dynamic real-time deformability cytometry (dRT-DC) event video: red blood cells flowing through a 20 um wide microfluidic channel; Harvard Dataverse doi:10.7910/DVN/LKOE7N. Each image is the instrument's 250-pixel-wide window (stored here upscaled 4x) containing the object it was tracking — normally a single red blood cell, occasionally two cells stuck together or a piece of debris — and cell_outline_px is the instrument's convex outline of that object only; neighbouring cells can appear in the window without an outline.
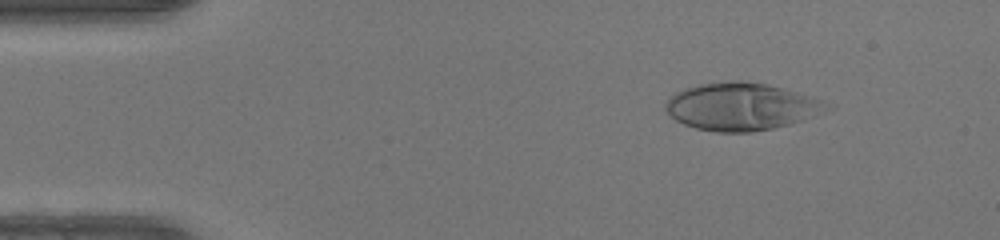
{"species": "human", "species_latin": "Homo sapiens", "temperature_condition": "warm", "stored_images_in_passage": 49, "camera_frame_rate_fps": 3000, "um_per_image_px": 0.085, "donor": {"sex": "female"}, "frame": {"image": 1, "passage_image": 7, "time_ms": 2.0, "image_size_px": [1000, 240], "cell_outline_px": [[836, 108], [788, 124], [772, 128], [752, 132], [716, 132], [696, 128], [684, 124], [668, 116], [664, 108], [664, 104], [668, 96], [684, 88], [696, 84], [732, 80], [740, 80], [768, 84], [796, 92], [836, 104]], "centroid_in_image_um": [62.99, 9.04], "position_along_channel_um": 22.0, "area_um2": 45.08}}
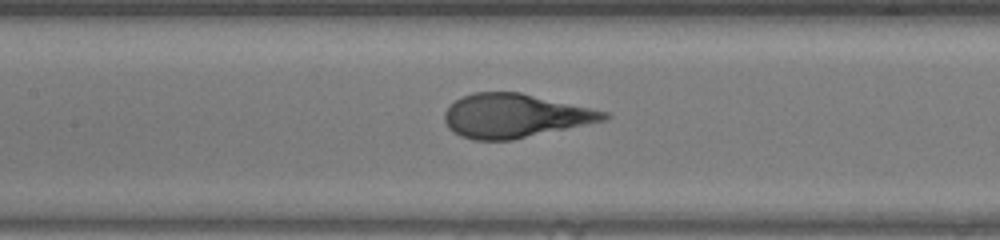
{"frame": {"image": 2, "passage_image": 23, "time_ms": 7.333, "image_size_px": [1000, 240], "cell_outline_px": [[612, 116], [608, 120], [512, 140], [472, 140], [460, 136], [452, 132], [448, 128], [444, 120], [444, 112], [456, 100], [464, 96], [476, 92], [520, 92], [608, 112]], "centroid_in_image_um": [43.77, 9.85], "position_along_channel_um": 163.6, "area_um2": 40.69}}
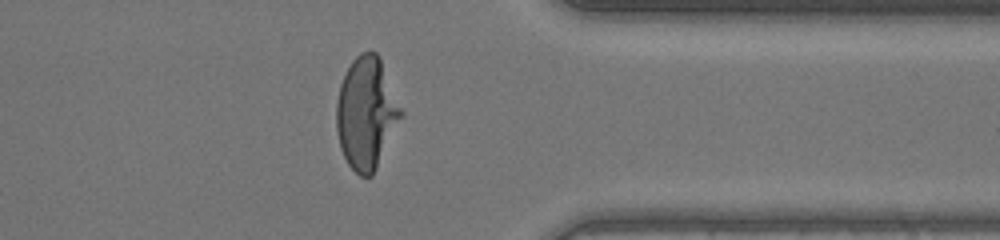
{"frame": {"image": 3, "passage_image": 39, "time_ms": 12.667, "image_size_px": [1000, 240], "cell_outline_px": [[404, 112], [372, 176], [360, 176], [348, 164], [340, 148], [336, 128], [336, 104], [340, 84], [352, 60], [360, 52], [376, 52], [380, 56]], "centroid_in_image_um": [31.14, 9.59], "position_along_channel_um": 380.3, "area_um2": 41.96}, "authors_computed_cell_mechanics": {"area_um2": 41.6738, "velocity_mm_per_s": 4.2548, "shape_relaxation_time_tau1_ms": 6.3552, "shape_relaxation_time_tau2_ms": null, "deformation_change_tau1": 0.3685, "deformation_change_tau2": null}}